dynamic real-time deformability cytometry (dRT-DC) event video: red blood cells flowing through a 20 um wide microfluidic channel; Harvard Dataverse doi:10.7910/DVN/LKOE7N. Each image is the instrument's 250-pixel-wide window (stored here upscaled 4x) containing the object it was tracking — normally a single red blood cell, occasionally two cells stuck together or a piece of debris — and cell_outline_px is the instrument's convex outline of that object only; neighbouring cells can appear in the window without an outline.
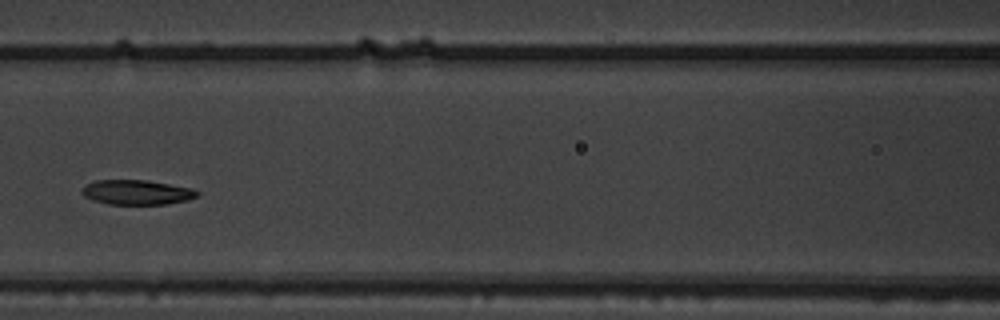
{"species": "common noctule bat (a hibernating species)", "species_latin": "Nyctalus noctula", "temperature_condition": "warm", "stored_images_in_passage": 9, "camera_frame_rate_fps": 3000, "um_per_image_px": 0.085, "animal": {"sex": "male", "body_mass_g": 19.5, "forearm_length_mm": 54.6}, "frame": {"image": 1, "passage_image": 6, "time_ms": 1.667, "image_size_px": [1000, 320], "cell_outline_px": [[200, 192], [196, 196], [188, 200], [168, 204], [108, 204], [92, 200], [84, 196], [80, 192], [84, 184], [96, 180], [148, 180], [192, 188]], "centroid_in_image_um": [11.6, 16.34], "position_along_channel_um": 155.0, "area_um2": 16.76}}
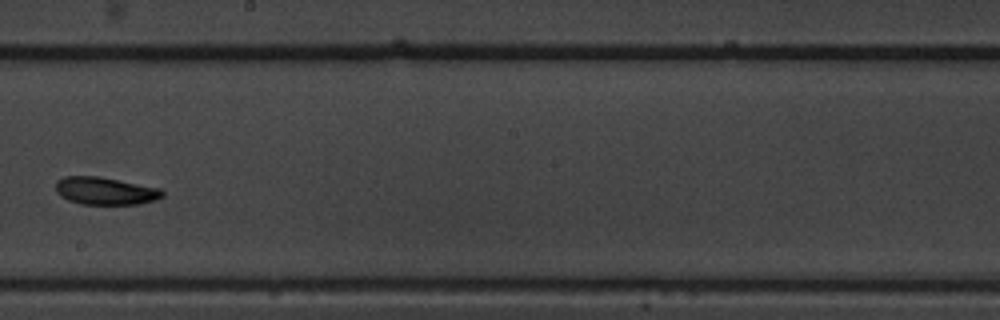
{"frame": {"image": 2, "passage_image": 8, "time_ms": 2.333, "image_size_px": [1000, 320], "cell_outline_px": [[164, 196], [156, 200], [140, 204], [80, 204], [68, 200], [60, 196], [56, 192], [56, 180], [64, 176], [100, 176], [160, 188], [164, 192]], "centroid_in_image_um": [8.95, 16.22], "position_along_channel_um": 239.3, "area_um2": 17.34}}
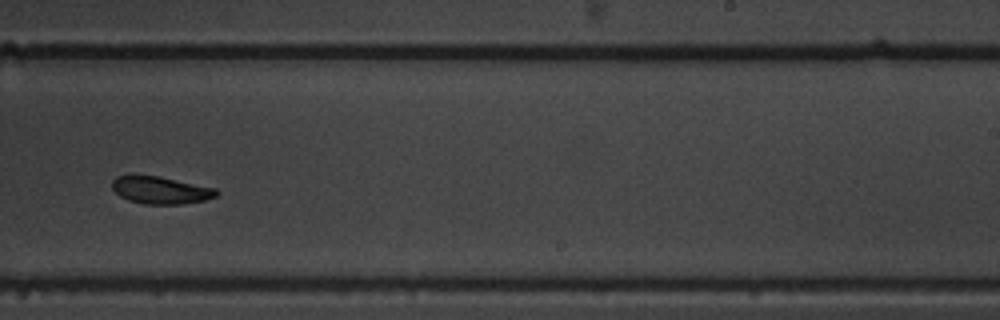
{"frame": {"image": 3, "passage_image": 9, "time_ms": 2.667, "image_size_px": [1000, 320], "cell_outline_px": [[220, 192], [216, 196], [204, 200], [184, 204], [144, 204], [128, 200], [120, 196], [112, 188], [112, 180], [116, 176], [128, 172], [160, 176], [216, 188]], "centroid_in_image_um": [13.6, 16.12], "position_along_channel_um": 275.4, "area_um2": 17.22}}